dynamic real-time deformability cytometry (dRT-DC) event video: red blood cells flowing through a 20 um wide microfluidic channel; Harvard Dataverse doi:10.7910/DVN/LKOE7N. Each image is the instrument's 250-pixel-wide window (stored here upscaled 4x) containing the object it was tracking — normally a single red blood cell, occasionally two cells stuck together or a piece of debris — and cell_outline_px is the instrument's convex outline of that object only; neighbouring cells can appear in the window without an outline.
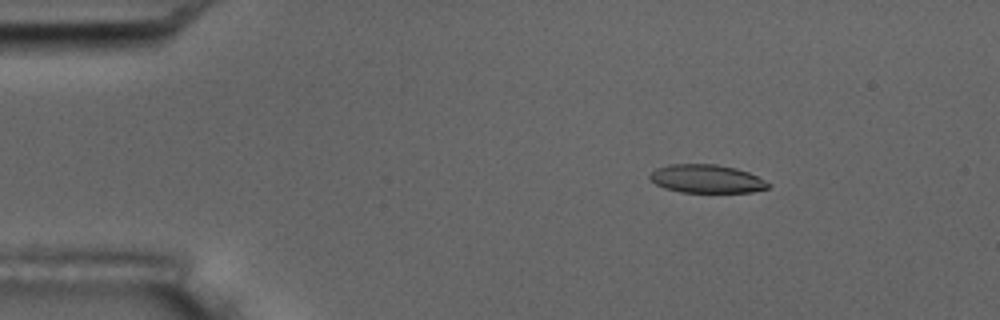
{"species": "common noctule bat (a hibernating species)", "species_latin": "Nyctalus noctula", "temperature_condition": "room temperature", "stored_images_in_passage": 6, "camera_frame_rate_fps": 3000, "um_per_image_px": 0.085, "animal": {"sex": "male", "body_mass_g": 17.5, "forearm_length_mm": 52.3}, "frame": {"image": 1, "passage_image": 3, "time_ms": 2.333, "image_size_px": [1000, 320], "cell_outline_px": [[772, 184], [768, 188], [752, 192], [680, 192], [664, 188], [656, 184], [648, 176], [656, 168], [668, 164], [716, 164], [736, 168], [748, 172]], "centroid_in_image_um": [60.06, 15.2], "position_along_channel_um": 24.9, "area_um2": 19.54}}
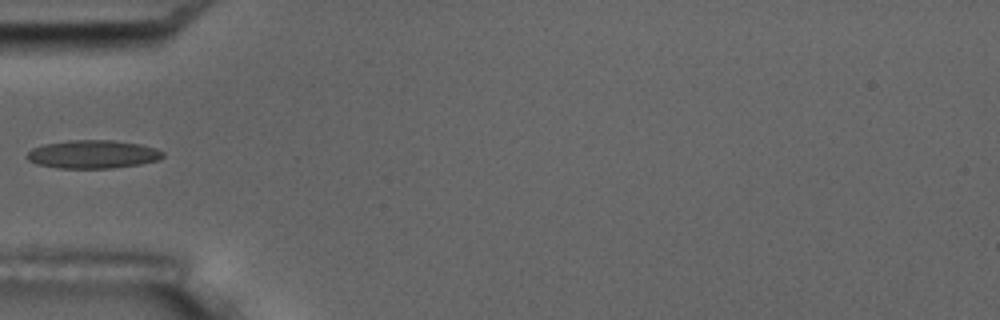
{"frame": {"image": 2, "passage_image": 5, "time_ms": 5.667, "image_size_px": [1000, 320], "cell_outline_px": [[164, 156], [160, 160], [140, 164], [112, 168], [60, 168], [36, 164], [28, 160], [24, 156], [32, 148], [44, 144], [68, 140], [112, 140], [140, 144], [156, 148], [164, 152]], "centroid_in_image_um": [7.89, 13.11], "position_along_channel_um": 77.1, "area_um2": 22.54}}